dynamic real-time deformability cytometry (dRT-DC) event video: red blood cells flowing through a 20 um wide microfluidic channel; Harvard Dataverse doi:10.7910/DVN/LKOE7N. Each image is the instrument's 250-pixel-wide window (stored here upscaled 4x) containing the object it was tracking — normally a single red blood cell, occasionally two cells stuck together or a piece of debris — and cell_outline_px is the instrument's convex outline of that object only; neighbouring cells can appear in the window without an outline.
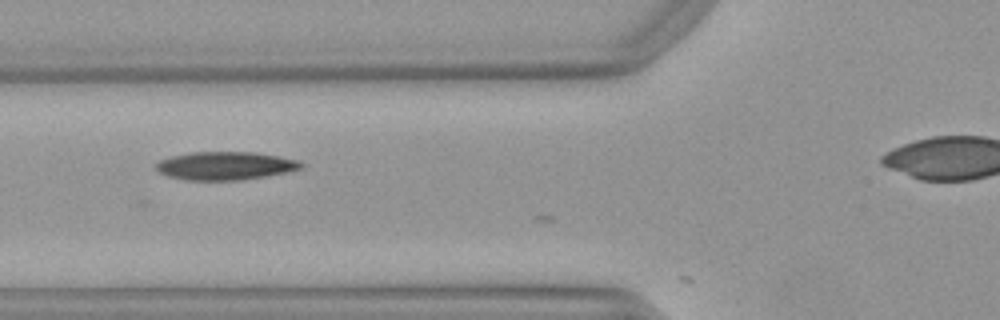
{"species": "Egyptian fruit bat (a non-hibernating species)", "species_latin": "Rousettus aegyptiacus", "temperature_condition": "warm", "stored_images_in_passage": 8, "camera_frame_rate_fps": 3000, "um_per_image_px": 0.085, "animal": {"sex": "female"}, "frame": {"image": 1, "passage_image": 5, "time_ms": 1.333, "image_size_px": [1000, 320], "cell_outline_px": [[304, 168], [288, 172], [244, 180], [184, 180], [168, 176], [160, 172], [156, 168], [156, 164], [160, 160], [172, 156], [192, 152], [256, 152], [300, 160], [304, 164]], "centroid_in_image_um": [19.21, 14.09], "position_along_channel_um": 106.6, "area_um2": 23.99}}